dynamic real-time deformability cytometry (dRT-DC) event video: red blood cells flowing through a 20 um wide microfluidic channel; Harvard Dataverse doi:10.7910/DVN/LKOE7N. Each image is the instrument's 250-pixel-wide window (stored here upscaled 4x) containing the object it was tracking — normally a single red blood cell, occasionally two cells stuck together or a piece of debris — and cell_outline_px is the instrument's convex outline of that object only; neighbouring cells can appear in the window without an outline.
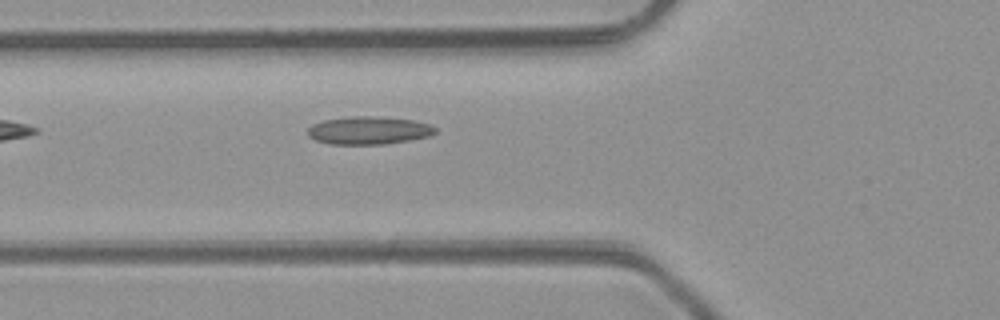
{"species": "common noctule bat (a hibernating species)", "species_latin": "Nyctalus noctula", "temperature_condition": "room temperature", "stored_images_in_passage": 4, "camera_frame_rate_fps": 3000, "um_per_image_px": 0.085, "animal": {"sex": "male", "body_mass_g": 23.1, "forearm_length_mm": 52.7}, "frame": {"image": 1, "passage_image": 4, "time_ms": 4.333, "image_size_px": [1000, 320], "cell_outline_px": [[436, 132], [428, 136], [408, 140], [384, 144], [332, 144], [316, 140], [308, 136], [308, 128], [312, 124], [324, 120], [352, 116], [376, 116], [412, 120], [432, 124], [436, 128]], "centroid_in_image_um": [31.34, 11.08], "position_along_channel_um": 94.5, "area_um2": 20.63}}